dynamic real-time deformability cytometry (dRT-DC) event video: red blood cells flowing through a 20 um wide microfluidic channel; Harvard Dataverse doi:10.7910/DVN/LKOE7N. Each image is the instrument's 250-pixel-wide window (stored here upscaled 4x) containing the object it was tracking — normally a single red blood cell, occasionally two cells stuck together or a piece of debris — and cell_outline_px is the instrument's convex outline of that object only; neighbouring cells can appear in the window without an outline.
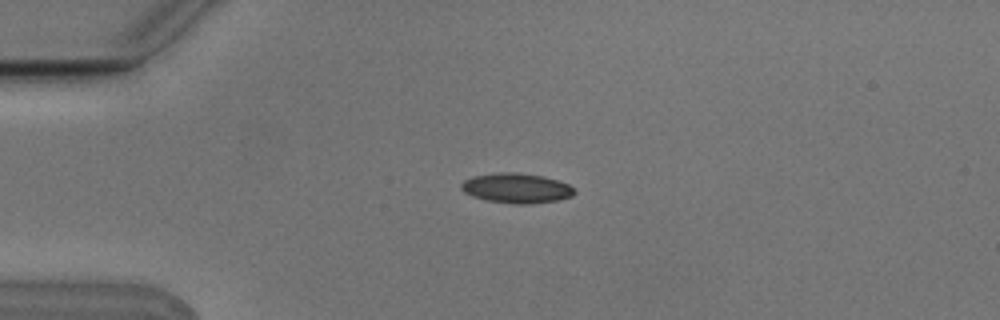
{"species": "Egyptian fruit bat (a non-hibernating species)", "species_latin": "Rousettus aegyptiacus", "temperature_condition": "cold", "stored_images_in_passage": 3, "camera_frame_rate_fps": 3000, "um_per_image_px": 0.085, "animal": {"sex": "male"}, "frame": {"image": 1, "passage_image": 2, "time_ms": 0.333, "image_size_px": [1000, 320], "cell_outline_px": [[576, 192], [572, 196], [556, 200], [532, 204], [512, 204], [488, 200], [472, 196], [464, 192], [460, 188], [460, 184], [464, 180], [472, 176], [496, 172], [516, 172], [544, 176], [568, 184]], "centroid_in_image_um": [43.86, 15.98], "position_along_channel_um": 41.1, "area_um2": 19.77}}